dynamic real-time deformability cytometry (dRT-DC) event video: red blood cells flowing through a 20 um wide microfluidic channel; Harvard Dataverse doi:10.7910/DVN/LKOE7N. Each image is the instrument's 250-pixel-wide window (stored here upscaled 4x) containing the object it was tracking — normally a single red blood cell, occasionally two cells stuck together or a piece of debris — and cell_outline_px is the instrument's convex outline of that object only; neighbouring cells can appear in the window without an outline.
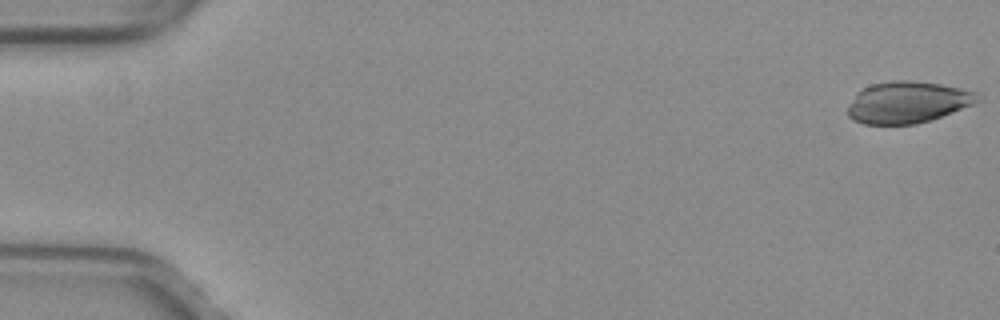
{"species": "common noctule bat (a hibernating species)", "species_latin": "Nyctalus noctula", "temperature_condition": "warm", "stored_images_in_passage": 46, "camera_frame_rate_fps": 3000, "um_per_image_px": 0.085, "animal": {"sex": "female", "body_mass_g": 29.2, "forearm_length_mm": 56.3}, "frame": {"image": 1, "passage_image": 1, "time_ms": 0.0, "image_size_px": [1000, 320], "cell_outline_px": [[980, 100], [972, 104], [932, 120], [916, 124], [864, 124], [852, 120], [848, 116], [848, 108], [856, 92], [872, 84], [896, 80], [904, 80], [940, 84], [960, 88], [976, 92]], "centroid_in_image_um": [77.12, 8.7], "position_along_channel_um": 7.9, "area_um2": 31.21}}